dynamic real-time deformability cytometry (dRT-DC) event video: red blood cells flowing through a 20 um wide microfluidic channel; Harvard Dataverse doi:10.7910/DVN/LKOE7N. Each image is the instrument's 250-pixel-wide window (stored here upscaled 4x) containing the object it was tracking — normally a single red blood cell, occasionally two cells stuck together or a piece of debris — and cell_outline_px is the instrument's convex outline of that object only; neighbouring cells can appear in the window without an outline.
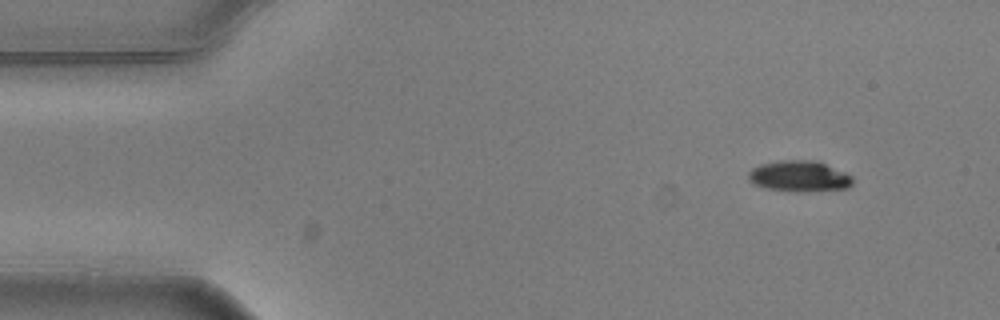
{"species": "common noctule bat (a hibernating species)", "species_latin": "Nyctalus noctula", "temperature_condition": "warm", "stored_images_in_passage": 3, "camera_frame_rate_fps": 3000, "um_per_image_px": 0.085, "animal": {"sex": "male", "body_mass_g": 20.5, "forearm_length_mm": 52.5}, "frame": {"image": 1, "passage_image": 1, "time_ms": 0.0, "image_size_px": [1000, 320], "cell_outline_px": [[852, 184], [848, 188], [796, 192], [768, 188], [752, 184], [748, 180], [748, 172], [752, 168], [760, 164], [780, 160], [816, 160], [844, 172], [852, 176]], "centroid_in_image_um": [67.9, 14.97], "position_along_channel_um": 17.1, "area_um2": 18.79}}